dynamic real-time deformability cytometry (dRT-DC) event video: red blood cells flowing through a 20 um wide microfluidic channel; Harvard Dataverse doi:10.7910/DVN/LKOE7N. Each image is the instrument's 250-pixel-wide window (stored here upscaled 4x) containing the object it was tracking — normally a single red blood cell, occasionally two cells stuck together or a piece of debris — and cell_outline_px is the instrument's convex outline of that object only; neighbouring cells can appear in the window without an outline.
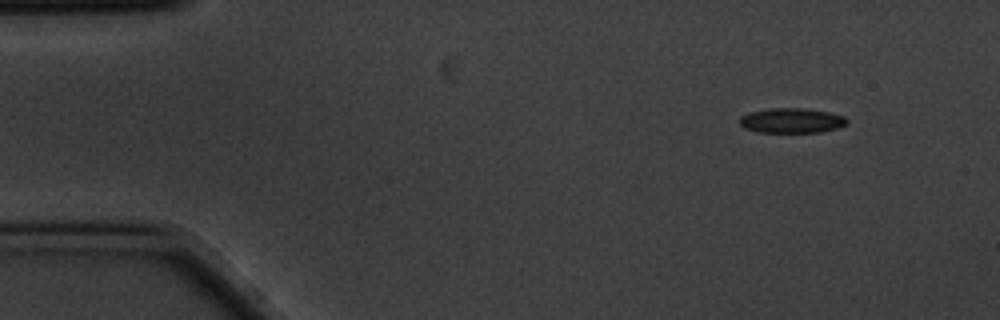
{"species": "common noctule bat (a hibernating species)", "species_latin": "Nyctalus noctula", "temperature_condition": "cold", "stored_images_in_passage": 4, "camera_frame_rate_fps": 3000, "um_per_image_px": 0.085, "animal": {"sex": "male", "body_mass_g": 20.1, "forearm_length_mm": 53.5}, "frame": {"image": 1, "passage_image": 1, "time_ms": 0.0, "image_size_px": [1000, 320], "cell_outline_px": [[848, 124], [840, 128], [820, 132], [756, 132], [744, 128], [740, 124], [740, 116], [748, 112], [768, 108], [804, 108], [828, 112], [844, 116], [848, 120]], "centroid_in_image_um": [67.29, 10.25], "position_along_channel_um": 17.7, "area_um2": 15.78}}
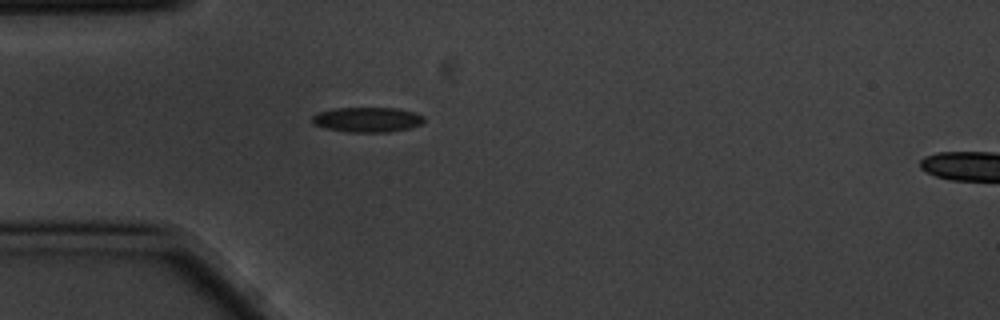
{"frame": {"image": 2, "passage_image": 4, "time_ms": 1.0, "image_size_px": [1000, 320], "cell_outline_px": [[424, 124], [408, 128], [388, 132], [348, 132], [324, 128], [312, 124], [312, 116], [316, 112], [336, 108], [396, 108], [412, 112], [424, 116]], "centroid_in_image_um": [31.19, 10.17], "position_along_channel_um": 53.8, "area_um2": 16.36}}